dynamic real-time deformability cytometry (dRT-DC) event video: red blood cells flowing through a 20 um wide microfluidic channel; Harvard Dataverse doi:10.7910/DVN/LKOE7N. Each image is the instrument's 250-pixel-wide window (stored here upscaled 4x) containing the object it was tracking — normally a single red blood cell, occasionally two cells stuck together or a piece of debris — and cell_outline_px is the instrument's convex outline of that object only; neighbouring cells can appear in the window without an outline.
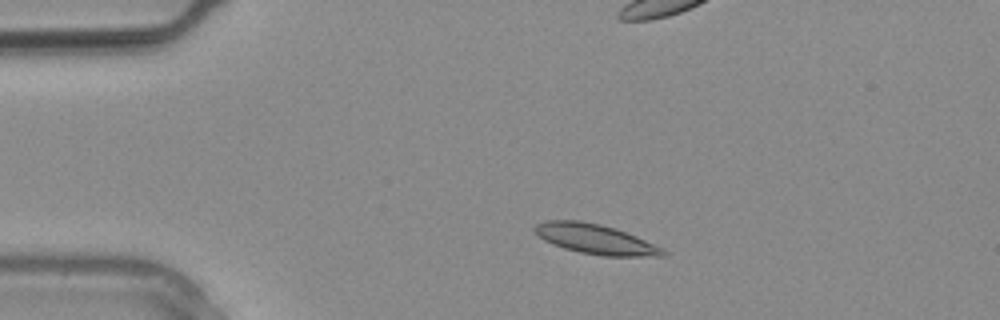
{"species": "common noctule bat (a hibernating species)", "species_latin": "Nyctalus noctula", "temperature_condition": "warm", "stored_images_in_passage": 1, "camera_frame_rate_fps": 3000, "um_per_image_px": 0.085, "animal": {"sex": "male", "body_mass_g": 20.4}, "frame": {"image": 1, "passage_image": 1, "time_ms": 0.0, "image_size_px": [1000, 320], "cell_outline_px": [[668, 252], [664, 256], [604, 256], [580, 252], [564, 248], [544, 240], [532, 228], [536, 224], [548, 220], [580, 220], [600, 224], [616, 228], [636, 236], [664, 248]], "centroid_in_image_um": [50.64, 20.32], "position_along_channel_um": 34.4, "area_um2": 22.25}}